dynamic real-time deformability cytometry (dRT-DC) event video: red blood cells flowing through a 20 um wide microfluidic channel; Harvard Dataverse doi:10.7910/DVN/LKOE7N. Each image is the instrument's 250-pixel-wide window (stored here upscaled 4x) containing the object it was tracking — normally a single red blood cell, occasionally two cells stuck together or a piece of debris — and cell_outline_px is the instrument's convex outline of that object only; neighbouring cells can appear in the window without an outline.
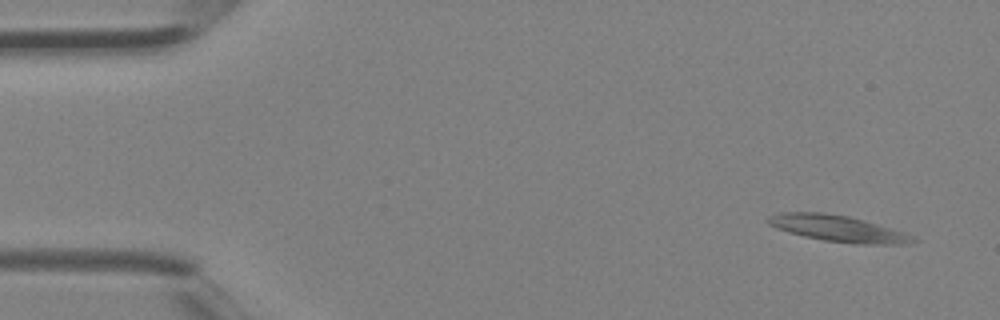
{"species": "Egyptian fruit bat (a non-hibernating species)", "species_latin": "Rousettus aegyptiacus", "temperature_condition": "room temperature", "stored_images_in_passage": 3, "camera_frame_rate_fps": 3000, "um_per_image_px": 0.085, "animal": {"sex": "female"}, "frame": {"image": 1, "passage_image": 3, "time_ms": 0.667, "image_size_px": [1000, 320], "cell_outline_px": [[920, 240], [900, 244], [856, 244], [824, 240], [804, 236], [788, 232], [776, 228], [768, 224], [764, 220], [768, 216], [780, 212], [824, 212], [848, 216], [864, 220], [904, 232]], "centroid_in_image_um": [71.17, 19.41], "position_along_channel_um": 13.8, "area_um2": 22.2}}